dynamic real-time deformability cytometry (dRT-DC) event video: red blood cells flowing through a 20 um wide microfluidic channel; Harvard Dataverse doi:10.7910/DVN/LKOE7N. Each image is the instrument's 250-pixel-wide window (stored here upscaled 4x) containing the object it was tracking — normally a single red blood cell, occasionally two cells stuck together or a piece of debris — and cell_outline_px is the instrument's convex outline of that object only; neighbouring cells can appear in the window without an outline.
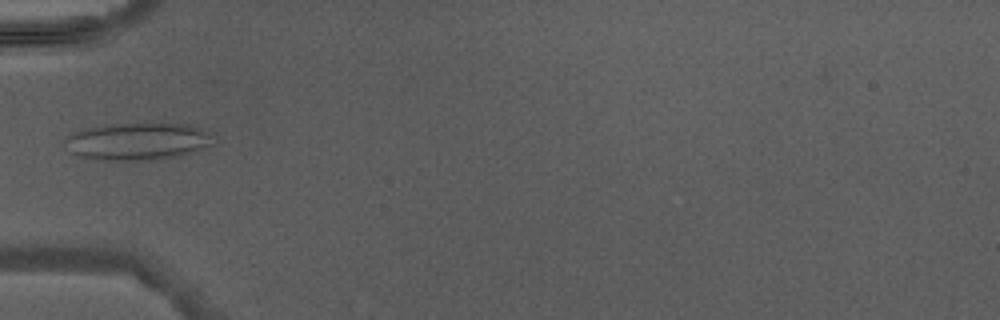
{"species": "Egyptian fruit bat (a non-hibernating species)", "species_latin": "Rousettus aegyptiacus", "temperature_condition": "warm", "stored_images_in_passage": 4, "camera_frame_rate_fps": 3000, "um_per_image_px": 0.085, "animal": {"sex": "male"}, "frame": {"image": 1, "passage_image": 4, "time_ms": 4.333, "image_size_px": [1000, 320], "cell_outline_px": [[212, 144], [176, 156], [152, 160], [108, 160], [76, 156], [60, 140], [72, 132], [84, 128], [108, 124], [188, 124], [204, 128], [212, 132]], "centroid_in_image_um": [11.63, 12.0], "position_along_channel_um": 73.4, "area_um2": 32.25}}